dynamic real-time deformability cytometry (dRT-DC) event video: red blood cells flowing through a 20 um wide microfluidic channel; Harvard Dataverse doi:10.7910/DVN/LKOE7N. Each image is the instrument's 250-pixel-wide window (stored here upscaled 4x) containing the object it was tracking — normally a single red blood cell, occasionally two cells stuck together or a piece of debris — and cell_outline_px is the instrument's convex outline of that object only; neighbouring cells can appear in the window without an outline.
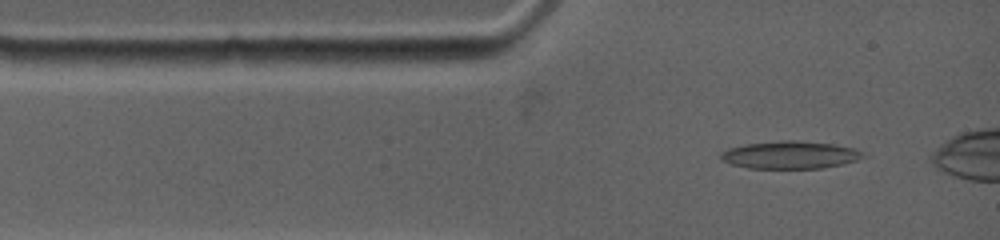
{"species": "common noctule bat (a hibernating species)", "species_latin": "Nyctalus noctula", "temperature_condition": "warm", "stored_images_in_passage": 9, "camera_frame_rate_fps": 4500, "um_per_image_px": 0.085, "animal": {"sex": "female", "body_mass_g": 19.0, "forearm_length_mm": 53.3}, "frame": {"image": 1, "passage_image": 2, "time_ms": 0.444, "image_size_px": [1000, 240], "cell_outline_px": [[860, 156], [856, 160], [840, 164], [820, 168], [748, 168], [732, 164], [720, 160], [720, 152], [728, 148], [744, 144], [780, 140], [796, 140], [832, 144], [852, 148], [860, 152]], "centroid_in_image_um": [67.03, 13.16], "position_along_channel_um": 18.0, "area_um2": 22.54}}
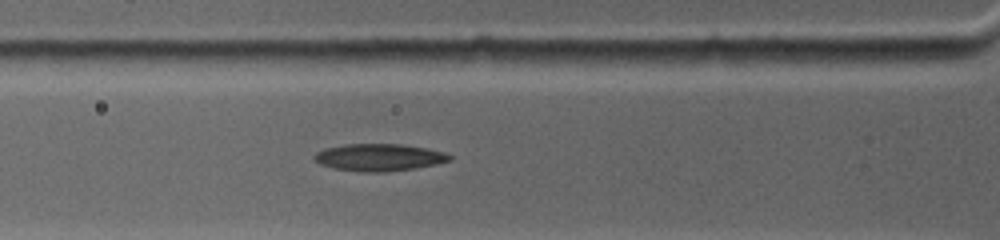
{"frame": {"image": 2, "passage_image": 6, "time_ms": 2.889, "image_size_px": [1000, 240], "cell_outline_px": [[452, 160], [436, 164], [416, 168], [384, 172], [364, 172], [332, 168], [320, 164], [312, 156], [316, 152], [324, 148], [344, 144], [400, 144], [428, 148], [444, 152], [452, 156]], "centroid_in_image_um": [32.22, 13.37], "position_along_channel_um": 93.6, "area_um2": 21.56}}